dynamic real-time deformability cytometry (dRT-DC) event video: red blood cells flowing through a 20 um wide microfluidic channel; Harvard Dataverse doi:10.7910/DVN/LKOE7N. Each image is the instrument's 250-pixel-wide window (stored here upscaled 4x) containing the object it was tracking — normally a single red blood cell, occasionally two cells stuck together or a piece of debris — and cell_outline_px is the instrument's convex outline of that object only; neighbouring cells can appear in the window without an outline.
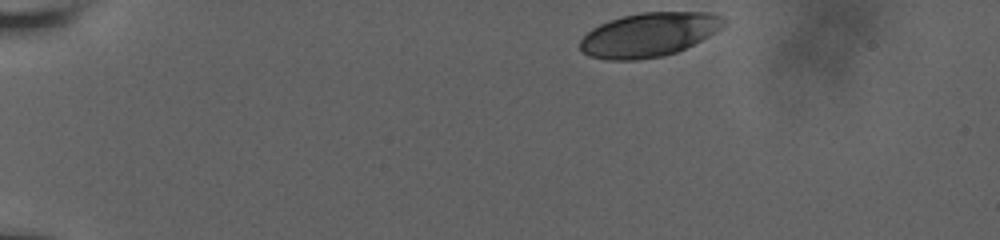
{"species": "human", "species_latin": "Homo sapiens", "temperature_condition": "room temperature", "stored_images_in_passage": 6, "camera_frame_rate_fps": 3000, "um_per_image_px": 0.085, "donor": {"sex": "male"}, "frame": {"image": 1, "passage_image": 1, "time_ms": 0.0, "image_size_px": [1000, 240], "cell_outline_px": [[724, 24], [720, 28], [708, 36], [676, 52], [664, 56], [636, 60], [604, 60], [588, 56], [580, 48], [580, 40], [592, 28], [608, 20], [640, 12], [712, 12], [720, 16], [724, 20]], "centroid_in_image_um": [55.11, 2.95], "position_along_channel_um": 29.9, "area_um2": 36.7}}
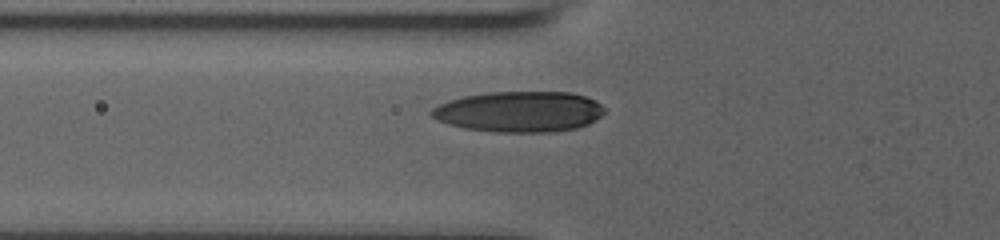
{"frame": {"image": 2, "passage_image": 6, "time_ms": 4.0, "image_size_px": [1000, 240], "cell_outline_px": [[604, 112], [596, 120], [588, 124], [576, 128], [552, 132], [496, 132], [464, 128], [448, 124], [432, 116], [428, 112], [432, 108], [448, 100], [464, 96], [488, 92], [572, 92], [596, 100], [604, 108]], "centroid_in_image_um": [44.15, 9.49], "position_along_channel_um": 81.7, "area_um2": 41.1}}